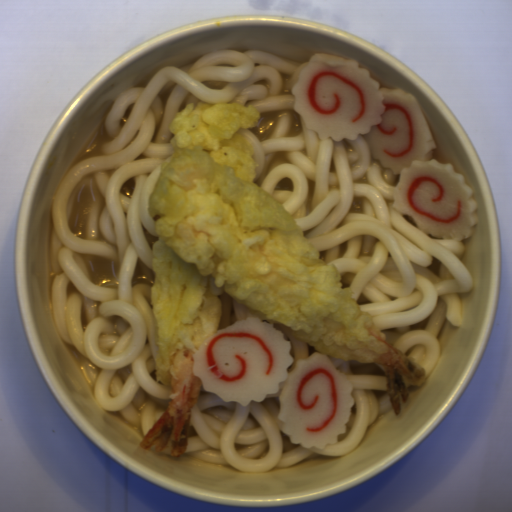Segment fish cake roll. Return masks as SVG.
<instances>
[{"mask_svg":"<svg viewBox=\"0 0 512 512\" xmlns=\"http://www.w3.org/2000/svg\"><path fill=\"white\" fill-rule=\"evenodd\" d=\"M291 91L306 129L338 142L361 134L373 158L400 174L394 208L422 233L454 242L471 238L478 200L452 163L434 158L437 145L414 94L383 88L354 59L323 52L299 70Z\"/></svg>","mask_w":512,"mask_h":512,"instance_id":"fish-cake-roll-1","label":"fish cake roll"},{"mask_svg":"<svg viewBox=\"0 0 512 512\" xmlns=\"http://www.w3.org/2000/svg\"><path fill=\"white\" fill-rule=\"evenodd\" d=\"M291 340L262 317L247 316L217 329L194 355L193 373L204 391L224 403H261L268 393H278L277 420L289 442L308 449L337 443L346 431L355 404L346 375L329 358L314 352L297 359L293 369Z\"/></svg>","mask_w":512,"mask_h":512,"instance_id":"fish-cake-roll-2","label":"fish cake roll"}]
</instances>
